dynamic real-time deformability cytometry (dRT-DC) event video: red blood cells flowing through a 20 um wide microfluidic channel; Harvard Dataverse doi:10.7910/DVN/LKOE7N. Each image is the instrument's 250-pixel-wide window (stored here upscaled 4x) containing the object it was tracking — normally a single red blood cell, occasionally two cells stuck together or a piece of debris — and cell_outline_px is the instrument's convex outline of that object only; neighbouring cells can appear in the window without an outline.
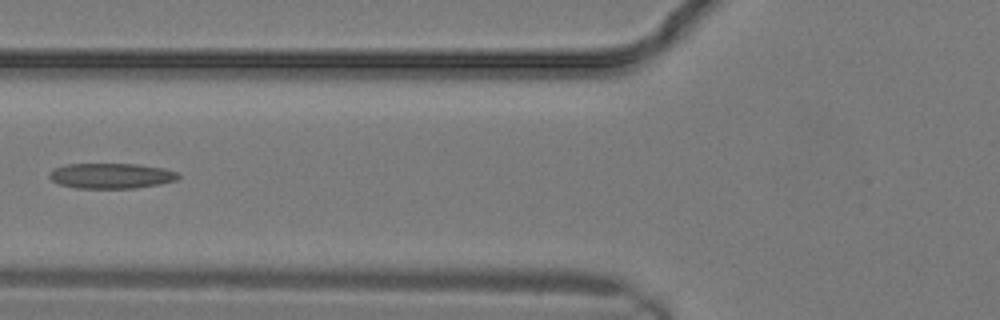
{"species": "common noctule bat (a hibernating species)", "species_latin": "Nyctalus noctula", "temperature_condition": "warm", "stored_images_in_passage": 14, "camera_frame_rate_fps": 3000, "um_per_image_px": 0.085, "animal": {"sex": "male", "body_mass_g": 19.2, "forearm_length_mm": 51.8}, "frame": {"image": 1, "passage_image": 10, "time_ms": 3.0, "image_size_px": [1000, 320], "cell_outline_px": [[180, 176], [176, 180], [160, 184], [136, 188], [76, 188], [60, 184], [52, 180], [48, 176], [56, 168], [64, 164], [136, 164], [164, 168], [176, 172]], "centroid_in_image_um": [9.47, 14.94], "position_along_channel_um": 116.3, "area_um2": 18.9}}
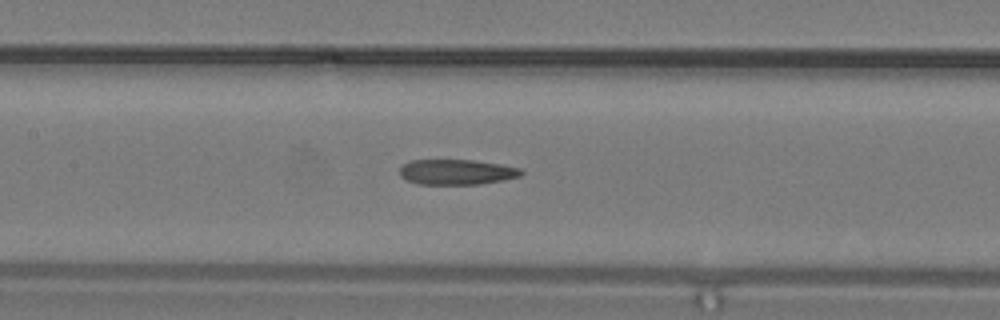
{"frame": {"image": 2, "passage_image": 12, "time_ms": 3.667, "image_size_px": [1000, 320], "cell_outline_px": [[524, 172], [520, 176], [504, 180], [480, 184], [420, 184], [404, 180], [400, 176], [400, 168], [408, 160], [472, 160], [500, 164], [520, 168]], "centroid_in_image_um": [38.8, 14.62], "position_along_channel_um": 168.6, "area_um2": 17.98}}
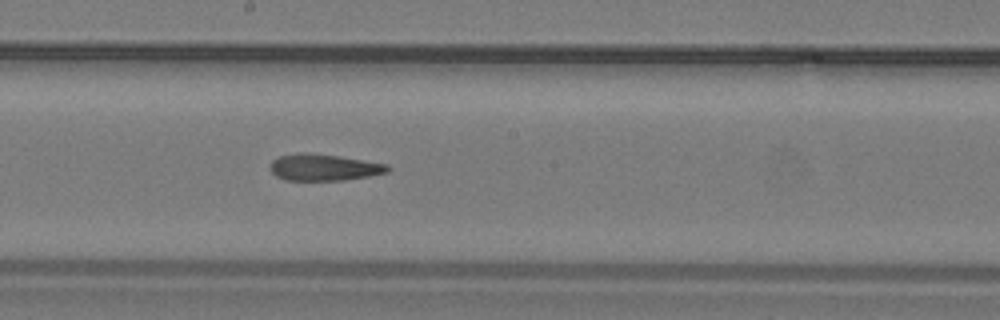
{"frame": {"image": 3, "passage_image": 14, "time_ms": 4.333, "image_size_px": [1000, 320], "cell_outline_px": [[392, 168], [388, 172], [372, 176], [344, 180], [284, 180], [276, 176], [272, 172], [272, 160], [280, 156], [340, 156], [388, 164]], "centroid_in_image_um": [27.67, 14.28], "position_along_channel_um": 220.5, "area_um2": 17.34}}